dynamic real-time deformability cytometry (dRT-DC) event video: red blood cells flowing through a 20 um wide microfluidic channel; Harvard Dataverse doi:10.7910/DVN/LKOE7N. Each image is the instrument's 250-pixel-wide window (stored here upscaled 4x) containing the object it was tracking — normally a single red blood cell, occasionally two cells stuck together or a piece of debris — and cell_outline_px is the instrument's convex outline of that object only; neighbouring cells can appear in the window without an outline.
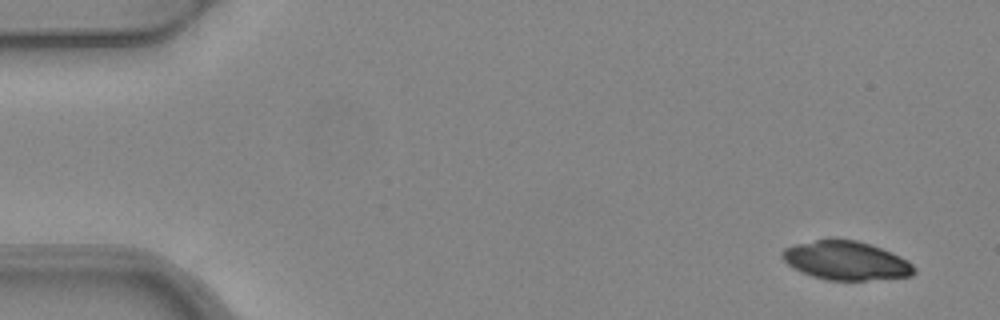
{"species": "common noctule bat (a hibernating species)", "species_latin": "Nyctalus noctula", "temperature_condition": "warm", "stored_images_in_passage": 4, "camera_frame_rate_fps": 3000, "um_per_image_px": 0.085, "animal": {"sex": "female", "body_mass_g": 24.6, "forearm_length_mm": 56.2}, "frame": {"image": 1, "passage_image": 1, "time_ms": 0.0, "image_size_px": [1000, 320], "cell_outline_px": [[916, 272], [912, 276], [864, 280], [828, 280], [812, 276], [788, 264], [780, 256], [780, 252], [784, 248], [796, 244], [828, 236], [836, 236], [856, 240], [892, 252], [908, 260], [916, 268]], "centroid_in_image_um": [71.9, 22.11], "position_along_channel_um": 13.1, "area_um2": 30.23}}